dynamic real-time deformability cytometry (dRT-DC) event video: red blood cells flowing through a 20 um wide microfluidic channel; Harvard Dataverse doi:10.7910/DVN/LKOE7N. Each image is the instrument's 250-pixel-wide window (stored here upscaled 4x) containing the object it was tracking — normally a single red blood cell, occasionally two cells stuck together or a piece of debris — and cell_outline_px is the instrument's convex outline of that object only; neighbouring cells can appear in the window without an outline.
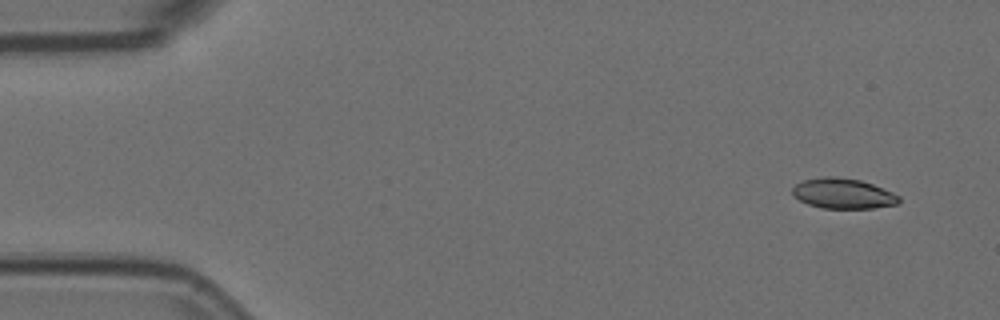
{"species": "Egyptian fruit bat (a non-hibernating species)", "species_latin": "Rousettus aegyptiacus", "temperature_condition": "room temperature", "stored_images_in_passage": 5, "camera_frame_rate_fps": 3000, "um_per_image_px": 0.085, "animal": {"sex": "female"}, "frame": {"image": 1, "passage_image": 1, "time_ms": 0.0, "image_size_px": [1000, 320], "cell_outline_px": [[900, 204], [872, 208], [820, 208], [808, 204], [800, 200], [792, 192], [792, 188], [796, 184], [804, 180], [824, 176], [836, 176], [860, 180], [872, 184], [892, 192], [900, 196]], "centroid_in_image_um": [71.68, 16.45], "position_along_channel_um": 13.3, "area_um2": 18.79}}
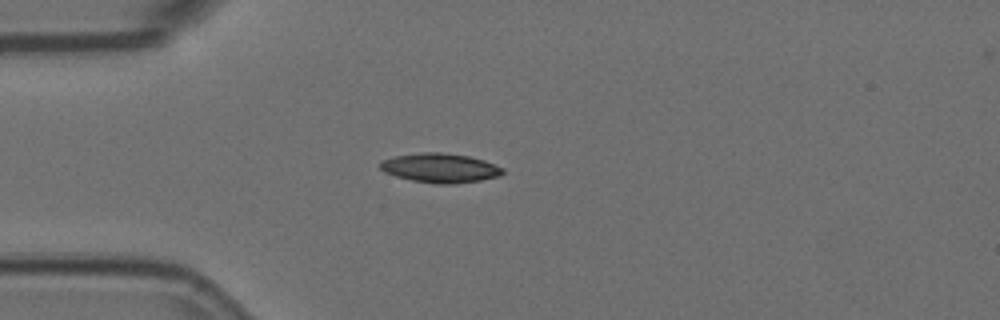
{"frame": {"image": 2, "passage_image": 4, "time_ms": 1.0, "image_size_px": [1000, 320], "cell_outline_px": [[504, 172], [500, 176], [480, 180], [456, 184], [436, 184], [412, 180], [396, 176], [384, 172], [380, 168], [380, 160], [396, 156], [420, 152], [440, 152], [468, 156], [484, 160], [504, 168]], "centroid_in_image_um": [37.42, 14.28], "position_along_channel_um": 47.6, "area_um2": 20.98}}